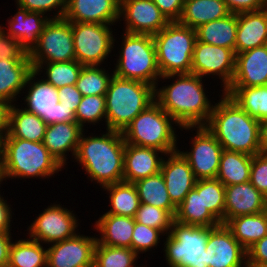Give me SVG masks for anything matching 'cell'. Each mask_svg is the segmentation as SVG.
<instances>
[{
    "label": "cell",
    "instance_id": "cell-53",
    "mask_svg": "<svg viewBox=\"0 0 267 267\" xmlns=\"http://www.w3.org/2000/svg\"><path fill=\"white\" fill-rule=\"evenodd\" d=\"M1 185V184H0ZM0 195V233H9L12 219L11 208Z\"/></svg>",
    "mask_w": 267,
    "mask_h": 267
},
{
    "label": "cell",
    "instance_id": "cell-59",
    "mask_svg": "<svg viewBox=\"0 0 267 267\" xmlns=\"http://www.w3.org/2000/svg\"><path fill=\"white\" fill-rule=\"evenodd\" d=\"M3 27L0 26V35L3 33Z\"/></svg>",
    "mask_w": 267,
    "mask_h": 267
},
{
    "label": "cell",
    "instance_id": "cell-8",
    "mask_svg": "<svg viewBox=\"0 0 267 267\" xmlns=\"http://www.w3.org/2000/svg\"><path fill=\"white\" fill-rule=\"evenodd\" d=\"M156 47L157 64L161 76L191 73L196 30L170 22L153 35Z\"/></svg>",
    "mask_w": 267,
    "mask_h": 267
},
{
    "label": "cell",
    "instance_id": "cell-18",
    "mask_svg": "<svg viewBox=\"0 0 267 267\" xmlns=\"http://www.w3.org/2000/svg\"><path fill=\"white\" fill-rule=\"evenodd\" d=\"M97 237L76 234L47 248V267H90Z\"/></svg>",
    "mask_w": 267,
    "mask_h": 267
},
{
    "label": "cell",
    "instance_id": "cell-49",
    "mask_svg": "<svg viewBox=\"0 0 267 267\" xmlns=\"http://www.w3.org/2000/svg\"><path fill=\"white\" fill-rule=\"evenodd\" d=\"M57 93L60 104L65 106L66 108H69L75 113L83 97L76 86L66 85L64 87L58 88Z\"/></svg>",
    "mask_w": 267,
    "mask_h": 267
},
{
    "label": "cell",
    "instance_id": "cell-19",
    "mask_svg": "<svg viewBox=\"0 0 267 267\" xmlns=\"http://www.w3.org/2000/svg\"><path fill=\"white\" fill-rule=\"evenodd\" d=\"M167 158L162 161L161 174L164 178L167 192L171 202L178 207L185 196L194 188L197 179L187 159L180 150L168 153Z\"/></svg>",
    "mask_w": 267,
    "mask_h": 267
},
{
    "label": "cell",
    "instance_id": "cell-21",
    "mask_svg": "<svg viewBox=\"0 0 267 267\" xmlns=\"http://www.w3.org/2000/svg\"><path fill=\"white\" fill-rule=\"evenodd\" d=\"M267 85V45L236 54L235 74L229 87Z\"/></svg>",
    "mask_w": 267,
    "mask_h": 267
},
{
    "label": "cell",
    "instance_id": "cell-46",
    "mask_svg": "<svg viewBox=\"0 0 267 267\" xmlns=\"http://www.w3.org/2000/svg\"><path fill=\"white\" fill-rule=\"evenodd\" d=\"M16 4L27 11L43 14L59 9L51 19L63 18L66 9V0H16Z\"/></svg>",
    "mask_w": 267,
    "mask_h": 267
},
{
    "label": "cell",
    "instance_id": "cell-26",
    "mask_svg": "<svg viewBox=\"0 0 267 267\" xmlns=\"http://www.w3.org/2000/svg\"><path fill=\"white\" fill-rule=\"evenodd\" d=\"M84 128L76 122L49 124L43 139V145L58 162L66 164V152L75 156Z\"/></svg>",
    "mask_w": 267,
    "mask_h": 267
},
{
    "label": "cell",
    "instance_id": "cell-34",
    "mask_svg": "<svg viewBox=\"0 0 267 267\" xmlns=\"http://www.w3.org/2000/svg\"><path fill=\"white\" fill-rule=\"evenodd\" d=\"M250 117L258 121L267 119V85L254 87H228L224 92Z\"/></svg>",
    "mask_w": 267,
    "mask_h": 267
},
{
    "label": "cell",
    "instance_id": "cell-31",
    "mask_svg": "<svg viewBox=\"0 0 267 267\" xmlns=\"http://www.w3.org/2000/svg\"><path fill=\"white\" fill-rule=\"evenodd\" d=\"M229 14L224 0H185L178 22L196 29L205 23L222 19Z\"/></svg>",
    "mask_w": 267,
    "mask_h": 267
},
{
    "label": "cell",
    "instance_id": "cell-30",
    "mask_svg": "<svg viewBox=\"0 0 267 267\" xmlns=\"http://www.w3.org/2000/svg\"><path fill=\"white\" fill-rule=\"evenodd\" d=\"M33 71L30 60H0V99L12 104Z\"/></svg>",
    "mask_w": 267,
    "mask_h": 267
},
{
    "label": "cell",
    "instance_id": "cell-43",
    "mask_svg": "<svg viewBox=\"0 0 267 267\" xmlns=\"http://www.w3.org/2000/svg\"><path fill=\"white\" fill-rule=\"evenodd\" d=\"M135 221L169 234L174 217L166 210L145 203H140L136 211Z\"/></svg>",
    "mask_w": 267,
    "mask_h": 267
},
{
    "label": "cell",
    "instance_id": "cell-3",
    "mask_svg": "<svg viewBox=\"0 0 267 267\" xmlns=\"http://www.w3.org/2000/svg\"><path fill=\"white\" fill-rule=\"evenodd\" d=\"M101 136L85 137L82 133L74 158L103 188L123 181L125 140L120 131L107 130Z\"/></svg>",
    "mask_w": 267,
    "mask_h": 267
},
{
    "label": "cell",
    "instance_id": "cell-38",
    "mask_svg": "<svg viewBox=\"0 0 267 267\" xmlns=\"http://www.w3.org/2000/svg\"><path fill=\"white\" fill-rule=\"evenodd\" d=\"M42 245L30 238L13 242L7 267H47V249Z\"/></svg>",
    "mask_w": 267,
    "mask_h": 267
},
{
    "label": "cell",
    "instance_id": "cell-4",
    "mask_svg": "<svg viewBox=\"0 0 267 267\" xmlns=\"http://www.w3.org/2000/svg\"><path fill=\"white\" fill-rule=\"evenodd\" d=\"M62 168L43 142L20 138L0 140V184L7 178L52 177Z\"/></svg>",
    "mask_w": 267,
    "mask_h": 267
},
{
    "label": "cell",
    "instance_id": "cell-14",
    "mask_svg": "<svg viewBox=\"0 0 267 267\" xmlns=\"http://www.w3.org/2000/svg\"><path fill=\"white\" fill-rule=\"evenodd\" d=\"M183 129H197L196 136L192 139L190 152L180 151L187 159L197 180L216 178L220 158L223 152L221 144L205 126H185Z\"/></svg>",
    "mask_w": 267,
    "mask_h": 267
},
{
    "label": "cell",
    "instance_id": "cell-45",
    "mask_svg": "<svg viewBox=\"0 0 267 267\" xmlns=\"http://www.w3.org/2000/svg\"><path fill=\"white\" fill-rule=\"evenodd\" d=\"M161 233V234H160ZM161 230L148 227L135 221L131 248L139 255L155 247L160 241Z\"/></svg>",
    "mask_w": 267,
    "mask_h": 267
},
{
    "label": "cell",
    "instance_id": "cell-25",
    "mask_svg": "<svg viewBox=\"0 0 267 267\" xmlns=\"http://www.w3.org/2000/svg\"><path fill=\"white\" fill-rule=\"evenodd\" d=\"M267 45V7L237 14L235 54Z\"/></svg>",
    "mask_w": 267,
    "mask_h": 267
},
{
    "label": "cell",
    "instance_id": "cell-10",
    "mask_svg": "<svg viewBox=\"0 0 267 267\" xmlns=\"http://www.w3.org/2000/svg\"><path fill=\"white\" fill-rule=\"evenodd\" d=\"M112 32L108 24L72 22L75 60L83 66L100 67L114 47Z\"/></svg>",
    "mask_w": 267,
    "mask_h": 267
},
{
    "label": "cell",
    "instance_id": "cell-55",
    "mask_svg": "<svg viewBox=\"0 0 267 267\" xmlns=\"http://www.w3.org/2000/svg\"><path fill=\"white\" fill-rule=\"evenodd\" d=\"M10 106L11 104L8 101L0 99V140L8 131Z\"/></svg>",
    "mask_w": 267,
    "mask_h": 267
},
{
    "label": "cell",
    "instance_id": "cell-16",
    "mask_svg": "<svg viewBox=\"0 0 267 267\" xmlns=\"http://www.w3.org/2000/svg\"><path fill=\"white\" fill-rule=\"evenodd\" d=\"M205 249L209 267H247V250L225 224L211 227Z\"/></svg>",
    "mask_w": 267,
    "mask_h": 267
},
{
    "label": "cell",
    "instance_id": "cell-13",
    "mask_svg": "<svg viewBox=\"0 0 267 267\" xmlns=\"http://www.w3.org/2000/svg\"><path fill=\"white\" fill-rule=\"evenodd\" d=\"M236 54L232 49L195 42L191 73L204 78L207 75H218L222 80L225 91L233 80L235 74Z\"/></svg>",
    "mask_w": 267,
    "mask_h": 267
},
{
    "label": "cell",
    "instance_id": "cell-58",
    "mask_svg": "<svg viewBox=\"0 0 267 267\" xmlns=\"http://www.w3.org/2000/svg\"><path fill=\"white\" fill-rule=\"evenodd\" d=\"M247 267H267V265H247Z\"/></svg>",
    "mask_w": 267,
    "mask_h": 267
},
{
    "label": "cell",
    "instance_id": "cell-48",
    "mask_svg": "<svg viewBox=\"0 0 267 267\" xmlns=\"http://www.w3.org/2000/svg\"><path fill=\"white\" fill-rule=\"evenodd\" d=\"M30 60L29 55L20 47L19 42L6 35H0V60Z\"/></svg>",
    "mask_w": 267,
    "mask_h": 267
},
{
    "label": "cell",
    "instance_id": "cell-56",
    "mask_svg": "<svg viewBox=\"0 0 267 267\" xmlns=\"http://www.w3.org/2000/svg\"><path fill=\"white\" fill-rule=\"evenodd\" d=\"M260 145L261 149L267 146V119L260 121Z\"/></svg>",
    "mask_w": 267,
    "mask_h": 267
},
{
    "label": "cell",
    "instance_id": "cell-15",
    "mask_svg": "<svg viewBox=\"0 0 267 267\" xmlns=\"http://www.w3.org/2000/svg\"><path fill=\"white\" fill-rule=\"evenodd\" d=\"M72 212L59 204L48 206L28 228L29 237L49 245L74 237L78 220Z\"/></svg>",
    "mask_w": 267,
    "mask_h": 267
},
{
    "label": "cell",
    "instance_id": "cell-52",
    "mask_svg": "<svg viewBox=\"0 0 267 267\" xmlns=\"http://www.w3.org/2000/svg\"><path fill=\"white\" fill-rule=\"evenodd\" d=\"M185 0H153L159 10L170 21H178L181 17Z\"/></svg>",
    "mask_w": 267,
    "mask_h": 267
},
{
    "label": "cell",
    "instance_id": "cell-28",
    "mask_svg": "<svg viewBox=\"0 0 267 267\" xmlns=\"http://www.w3.org/2000/svg\"><path fill=\"white\" fill-rule=\"evenodd\" d=\"M174 220L186 225L206 227H215L221 224L203 204L202 179L196 181L194 188L176 208Z\"/></svg>",
    "mask_w": 267,
    "mask_h": 267
},
{
    "label": "cell",
    "instance_id": "cell-32",
    "mask_svg": "<svg viewBox=\"0 0 267 267\" xmlns=\"http://www.w3.org/2000/svg\"><path fill=\"white\" fill-rule=\"evenodd\" d=\"M195 30L197 41L232 49L235 52L237 14L230 13L222 19L205 23Z\"/></svg>",
    "mask_w": 267,
    "mask_h": 267
},
{
    "label": "cell",
    "instance_id": "cell-24",
    "mask_svg": "<svg viewBox=\"0 0 267 267\" xmlns=\"http://www.w3.org/2000/svg\"><path fill=\"white\" fill-rule=\"evenodd\" d=\"M18 12L8 20L9 29L3 30L6 35L16 39L20 47L29 55L39 42L44 26L50 20L43 13L27 11L17 6ZM7 31V32H5Z\"/></svg>",
    "mask_w": 267,
    "mask_h": 267
},
{
    "label": "cell",
    "instance_id": "cell-40",
    "mask_svg": "<svg viewBox=\"0 0 267 267\" xmlns=\"http://www.w3.org/2000/svg\"><path fill=\"white\" fill-rule=\"evenodd\" d=\"M136 258L138 259V254L132 248L111 247L96 242L93 265L96 267H134Z\"/></svg>",
    "mask_w": 267,
    "mask_h": 267
},
{
    "label": "cell",
    "instance_id": "cell-1",
    "mask_svg": "<svg viewBox=\"0 0 267 267\" xmlns=\"http://www.w3.org/2000/svg\"><path fill=\"white\" fill-rule=\"evenodd\" d=\"M176 80L169 86L155 88V101L179 127L205 126L214 105L207 98L202 77L196 74H170L163 79Z\"/></svg>",
    "mask_w": 267,
    "mask_h": 267
},
{
    "label": "cell",
    "instance_id": "cell-17",
    "mask_svg": "<svg viewBox=\"0 0 267 267\" xmlns=\"http://www.w3.org/2000/svg\"><path fill=\"white\" fill-rule=\"evenodd\" d=\"M120 17L126 21L125 32L132 34L153 36L170 23L153 0H120Z\"/></svg>",
    "mask_w": 267,
    "mask_h": 267
},
{
    "label": "cell",
    "instance_id": "cell-47",
    "mask_svg": "<svg viewBox=\"0 0 267 267\" xmlns=\"http://www.w3.org/2000/svg\"><path fill=\"white\" fill-rule=\"evenodd\" d=\"M249 182L267 198V157L262 153L252 156Z\"/></svg>",
    "mask_w": 267,
    "mask_h": 267
},
{
    "label": "cell",
    "instance_id": "cell-51",
    "mask_svg": "<svg viewBox=\"0 0 267 267\" xmlns=\"http://www.w3.org/2000/svg\"><path fill=\"white\" fill-rule=\"evenodd\" d=\"M230 13L257 11L267 7V0H224Z\"/></svg>",
    "mask_w": 267,
    "mask_h": 267
},
{
    "label": "cell",
    "instance_id": "cell-7",
    "mask_svg": "<svg viewBox=\"0 0 267 267\" xmlns=\"http://www.w3.org/2000/svg\"><path fill=\"white\" fill-rule=\"evenodd\" d=\"M113 74L120 78L150 84L156 88L161 73L157 64L153 36L125 32Z\"/></svg>",
    "mask_w": 267,
    "mask_h": 267
},
{
    "label": "cell",
    "instance_id": "cell-41",
    "mask_svg": "<svg viewBox=\"0 0 267 267\" xmlns=\"http://www.w3.org/2000/svg\"><path fill=\"white\" fill-rule=\"evenodd\" d=\"M111 78L104 68L83 66L75 86L82 96H105Z\"/></svg>",
    "mask_w": 267,
    "mask_h": 267
},
{
    "label": "cell",
    "instance_id": "cell-35",
    "mask_svg": "<svg viewBox=\"0 0 267 267\" xmlns=\"http://www.w3.org/2000/svg\"><path fill=\"white\" fill-rule=\"evenodd\" d=\"M251 164V155L223 150L216 178L225 186L249 182Z\"/></svg>",
    "mask_w": 267,
    "mask_h": 267
},
{
    "label": "cell",
    "instance_id": "cell-6",
    "mask_svg": "<svg viewBox=\"0 0 267 267\" xmlns=\"http://www.w3.org/2000/svg\"><path fill=\"white\" fill-rule=\"evenodd\" d=\"M178 125L160 105L154 101L121 132L125 143L151 147L163 151L164 156L178 150L177 135L173 124Z\"/></svg>",
    "mask_w": 267,
    "mask_h": 267
},
{
    "label": "cell",
    "instance_id": "cell-37",
    "mask_svg": "<svg viewBox=\"0 0 267 267\" xmlns=\"http://www.w3.org/2000/svg\"><path fill=\"white\" fill-rule=\"evenodd\" d=\"M110 194V210L106 213L135 217L140 206V199L134 183L117 182L103 187Z\"/></svg>",
    "mask_w": 267,
    "mask_h": 267
},
{
    "label": "cell",
    "instance_id": "cell-11",
    "mask_svg": "<svg viewBox=\"0 0 267 267\" xmlns=\"http://www.w3.org/2000/svg\"><path fill=\"white\" fill-rule=\"evenodd\" d=\"M31 63H53L75 60L72 22L51 19L44 26L39 42L29 54Z\"/></svg>",
    "mask_w": 267,
    "mask_h": 267
},
{
    "label": "cell",
    "instance_id": "cell-57",
    "mask_svg": "<svg viewBox=\"0 0 267 267\" xmlns=\"http://www.w3.org/2000/svg\"><path fill=\"white\" fill-rule=\"evenodd\" d=\"M262 154L267 157V146L262 149Z\"/></svg>",
    "mask_w": 267,
    "mask_h": 267
},
{
    "label": "cell",
    "instance_id": "cell-9",
    "mask_svg": "<svg viewBox=\"0 0 267 267\" xmlns=\"http://www.w3.org/2000/svg\"><path fill=\"white\" fill-rule=\"evenodd\" d=\"M211 227L173 221L165 241V258L170 267H209L206 244Z\"/></svg>",
    "mask_w": 267,
    "mask_h": 267
},
{
    "label": "cell",
    "instance_id": "cell-22",
    "mask_svg": "<svg viewBox=\"0 0 267 267\" xmlns=\"http://www.w3.org/2000/svg\"><path fill=\"white\" fill-rule=\"evenodd\" d=\"M267 198L250 182L225 186L224 224L230 219L265 211Z\"/></svg>",
    "mask_w": 267,
    "mask_h": 267
},
{
    "label": "cell",
    "instance_id": "cell-2",
    "mask_svg": "<svg viewBox=\"0 0 267 267\" xmlns=\"http://www.w3.org/2000/svg\"><path fill=\"white\" fill-rule=\"evenodd\" d=\"M215 103L205 127L215 136L224 150L251 156L262 153L260 121L250 117L227 94Z\"/></svg>",
    "mask_w": 267,
    "mask_h": 267
},
{
    "label": "cell",
    "instance_id": "cell-42",
    "mask_svg": "<svg viewBox=\"0 0 267 267\" xmlns=\"http://www.w3.org/2000/svg\"><path fill=\"white\" fill-rule=\"evenodd\" d=\"M202 201L211 214L224 224L225 185L217 178L202 179Z\"/></svg>",
    "mask_w": 267,
    "mask_h": 267
},
{
    "label": "cell",
    "instance_id": "cell-39",
    "mask_svg": "<svg viewBox=\"0 0 267 267\" xmlns=\"http://www.w3.org/2000/svg\"><path fill=\"white\" fill-rule=\"evenodd\" d=\"M43 65H46V67L44 68ZM32 67L38 74L44 68L47 77L44 80L58 89L66 85H75L83 65L76 60H72L53 63H32Z\"/></svg>",
    "mask_w": 267,
    "mask_h": 267
},
{
    "label": "cell",
    "instance_id": "cell-44",
    "mask_svg": "<svg viewBox=\"0 0 267 267\" xmlns=\"http://www.w3.org/2000/svg\"><path fill=\"white\" fill-rule=\"evenodd\" d=\"M76 123L82 128L85 123H98L102 118L106 122V101L105 96H83L75 112Z\"/></svg>",
    "mask_w": 267,
    "mask_h": 267
},
{
    "label": "cell",
    "instance_id": "cell-27",
    "mask_svg": "<svg viewBox=\"0 0 267 267\" xmlns=\"http://www.w3.org/2000/svg\"><path fill=\"white\" fill-rule=\"evenodd\" d=\"M134 226L133 217L105 213L95 223V229L101 233L97 242L105 246L131 248Z\"/></svg>",
    "mask_w": 267,
    "mask_h": 267
},
{
    "label": "cell",
    "instance_id": "cell-23",
    "mask_svg": "<svg viewBox=\"0 0 267 267\" xmlns=\"http://www.w3.org/2000/svg\"><path fill=\"white\" fill-rule=\"evenodd\" d=\"M159 152L163 155V151L155 148L126 143L123 162V181L135 183L140 179L159 173L163 161V156H158Z\"/></svg>",
    "mask_w": 267,
    "mask_h": 267
},
{
    "label": "cell",
    "instance_id": "cell-29",
    "mask_svg": "<svg viewBox=\"0 0 267 267\" xmlns=\"http://www.w3.org/2000/svg\"><path fill=\"white\" fill-rule=\"evenodd\" d=\"M46 122L33 112L16 108L11 104L8 131L3 138H20L32 142H43L47 129Z\"/></svg>",
    "mask_w": 267,
    "mask_h": 267
},
{
    "label": "cell",
    "instance_id": "cell-33",
    "mask_svg": "<svg viewBox=\"0 0 267 267\" xmlns=\"http://www.w3.org/2000/svg\"><path fill=\"white\" fill-rule=\"evenodd\" d=\"M233 237L247 250L255 242L267 235V213L265 211L242 215L230 219L225 224Z\"/></svg>",
    "mask_w": 267,
    "mask_h": 267
},
{
    "label": "cell",
    "instance_id": "cell-36",
    "mask_svg": "<svg viewBox=\"0 0 267 267\" xmlns=\"http://www.w3.org/2000/svg\"><path fill=\"white\" fill-rule=\"evenodd\" d=\"M134 185L136 186L140 203L159 207L168 211L173 217L175 216L177 207L171 202L161 172L140 179Z\"/></svg>",
    "mask_w": 267,
    "mask_h": 267
},
{
    "label": "cell",
    "instance_id": "cell-50",
    "mask_svg": "<svg viewBox=\"0 0 267 267\" xmlns=\"http://www.w3.org/2000/svg\"><path fill=\"white\" fill-rule=\"evenodd\" d=\"M247 265H267V235L247 249Z\"/></svg>",
    "mask_w": 267,
    "mask_h": 267
},
{
    "label": "cell",
    "instance_id": "cell-54",
    "mask_svg": "<svg viewBox=\"0 0 267 267\" xmlns=\"http://www.w3.org/2000/svg\"><path fill=\"white\" fill-rule=\"evenodd\" d=\"M11 233H0V267H7L9 263Z\"/></svg>",
    "mask_w": 267,
    "mask_h": 267
},
{
    "label": "cell",
    "instance_id": "cell-5",
    "mask_svg": "<svg viewBox=\"0 0 267 267\" xmlns=\"http://www.w3.org/2000/svg\"><path fill=\"white\" fill-rule=\"evenodd\" d=\"M106 101V130L122 132L130 122L155 101V87L112 74Z\"/></svg>",
    "mask_w": 267,
    "mask_h": 267
},
{
    "label": "cell",
    "instance_id": "cell-20",
    "mask_svg": "<svg viewBox=\"0 0 267 267\" xmlns=\"http://www.w3.org/2000/svg\"><path fill=\"white\" fill-rule=\"evenodd\" d=\"M63 18L69 22L111 26L120 19V0H66Z\"/></svg>",
    "mask_w": 267,
    "mask_h": 267
},
{
    "label": "cell",
    "instance_id": "cell-12",
    "mask_svg": "<svg viewBox=\"0 0 267 267\" xmlns=\"http://www.w3.org/2000/svg\"><path fill=\"white\" fill-rule=\"evenodd\" d=\"M37 75L38 73L33 71L28 76L26 84H29V91L24 99L27 104L25 109L41 117L47 125L76 122L75 113L60 104L57 89L44 79L35 82Z\"/></svg>",
    "mask_w": 267,
    "mask_h": 267
}]
</instances>
